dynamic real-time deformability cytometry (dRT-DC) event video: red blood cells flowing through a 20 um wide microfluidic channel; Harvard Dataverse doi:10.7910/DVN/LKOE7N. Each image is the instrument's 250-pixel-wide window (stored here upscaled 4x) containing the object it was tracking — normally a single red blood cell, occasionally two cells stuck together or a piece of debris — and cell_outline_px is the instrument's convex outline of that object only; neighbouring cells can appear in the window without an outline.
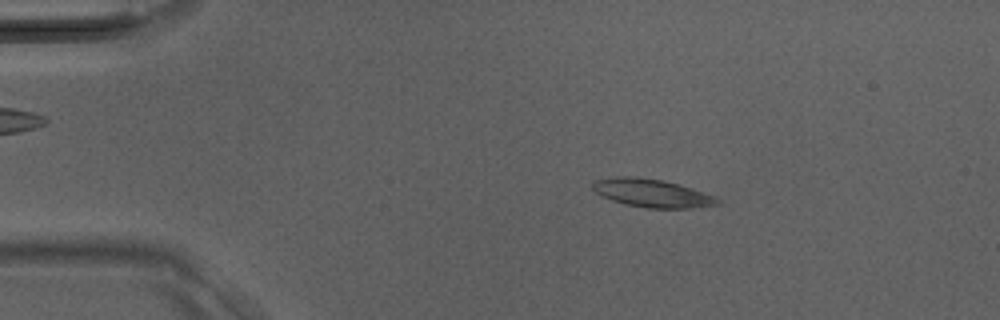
{"species": "Egyptian fruit bat (a non-hibernating species)", "species_latin": "Rousettus aegyptiacus", "temperature_condition": "room temperature", "stored_images_in_passage": 41, "camera_frame_rate_fps": 3000, "um_per_image_px": 0.085, "animal": {"sex": "male"}, "frame": {"image": 1, "passage_image": 8, "time_ms": 2.333, "image_size_px": [1000, 320], "cell_outline_px": [[720, 204], [692, 208], [648, 208], [628, 204], [612, 200], [600, 196], [592, 188], [592, 180], [616, 176], [632, 176], [664, 180], [716, 196], [720, 200]], "centroid_in_image_um": [55.39, 16.4], "position_along_channel_um": 29.6, "area_um2": 20.46}}
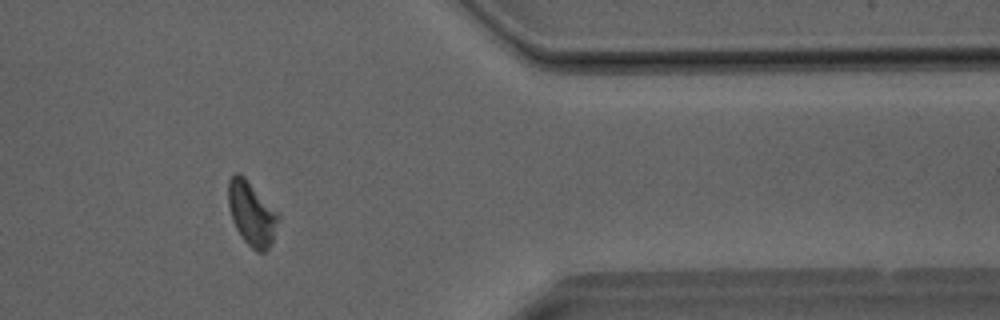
{"frame": {"image": 2, "passage_image": 34, "time_ms": 11.0, "image_size_px": [1000, 320], "cell_outline_px": [[280, 216], [272, 244], [264, 252], [256, 252], [244, 240], [236, 228], [232, 220], [228, 204], [228, 180], [236, 172], [244, 176]], "centroid_in_image_um": [21.38, 18.17], "position_along_channel_um": 390.0, "area_um2": 18.44}}
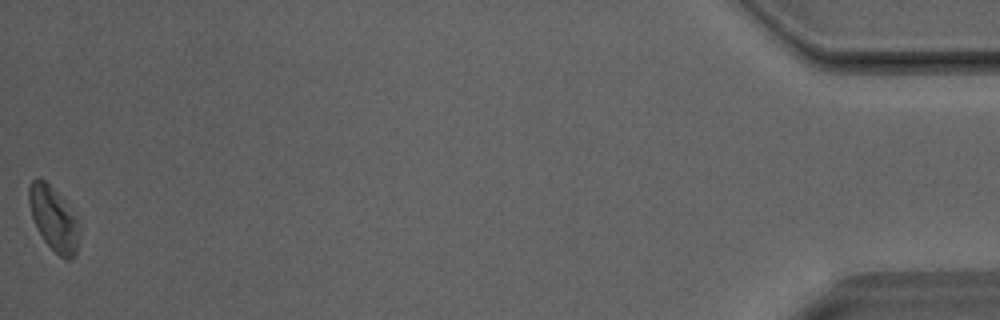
{"frame": {"image": 3, "passage_image": 41, "time_ms": 13.333, "image_size_px": [1000, 320], "cell_outline_px": [[80, 236], [76, 256], [68, 260], [64, 260], [44, 240], [32, 216], [28, 204], [28, 188], [32, 180], [36, 176], [40, 176], [60, 196], [76, 220]], "centroid_in_image_um": [4.54, 18.6], "position_along_channel_um": 430.7, "area_um2": 18.44}}